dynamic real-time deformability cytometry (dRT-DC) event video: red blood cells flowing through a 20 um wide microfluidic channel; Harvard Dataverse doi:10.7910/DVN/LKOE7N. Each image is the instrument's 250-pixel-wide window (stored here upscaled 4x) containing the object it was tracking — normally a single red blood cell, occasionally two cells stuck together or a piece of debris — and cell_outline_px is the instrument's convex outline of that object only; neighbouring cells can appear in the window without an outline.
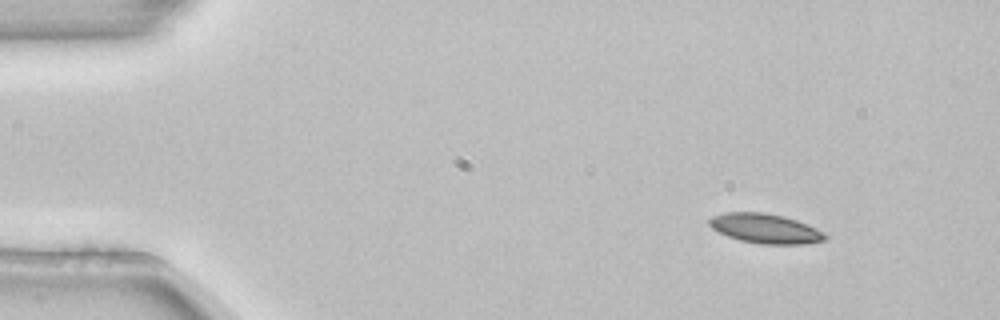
{"species": "common noctule bat (a hibernating species)", "species_latin": "Nyctalus noctula", "temperature_condition": "room temperature", "stored_images_in_passage": 3, "camera_frame_rate_fps": 3000, "um_per_image_px": 0.085, "animal": {"sex": "female", "body_mass_g": 22.7, "forearm_length_mm": 54.2}, "frame": {"image": 1, "passage_image": 1, "time_ms": 0.0, "image_size_px": [1000, 320], "cell_outline_px": [[828, 236], [824, 240], [804, 244], [760, 244], [740, 240], [728, 236], [712, 228], [708, 224], [708, 220], [712, 216], [724, 212], [764, 212], [784, 216], [796, 220], [816, 228], [824, 232]], "centroid_in_image_um": [65.04, 19.42], "position_along_channel_um": 20.0, "area_um2": 20.0}}
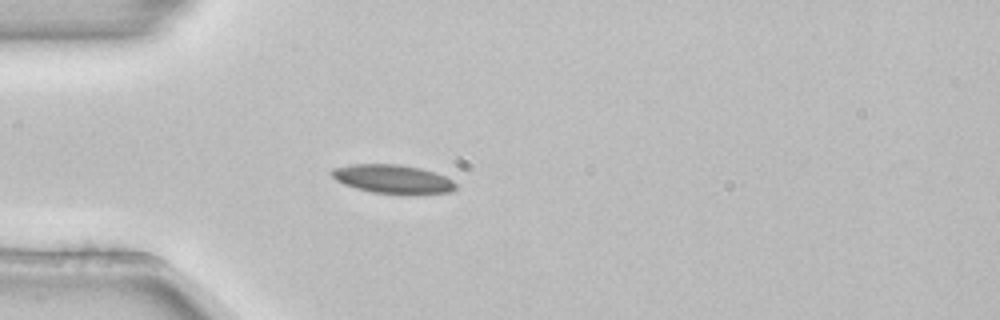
{"frame": {"image": 2, "passage_image": 3, "time_ms": 0.667, "image_size_px": [1000, 320], "cell_outline_px": [[456, 188], [452, 192], [372, 192], [356, 188], [344, 184], [336, 180], [328, 172], [332, 168], [352, 164], [396, 164], [420, 168], [444, 176], [452, 180], [456, 184]], "centroid_in_image_um": [33.3, 15.18], "position_along_channel_um": 51.7, "area_um2": 20.06}}